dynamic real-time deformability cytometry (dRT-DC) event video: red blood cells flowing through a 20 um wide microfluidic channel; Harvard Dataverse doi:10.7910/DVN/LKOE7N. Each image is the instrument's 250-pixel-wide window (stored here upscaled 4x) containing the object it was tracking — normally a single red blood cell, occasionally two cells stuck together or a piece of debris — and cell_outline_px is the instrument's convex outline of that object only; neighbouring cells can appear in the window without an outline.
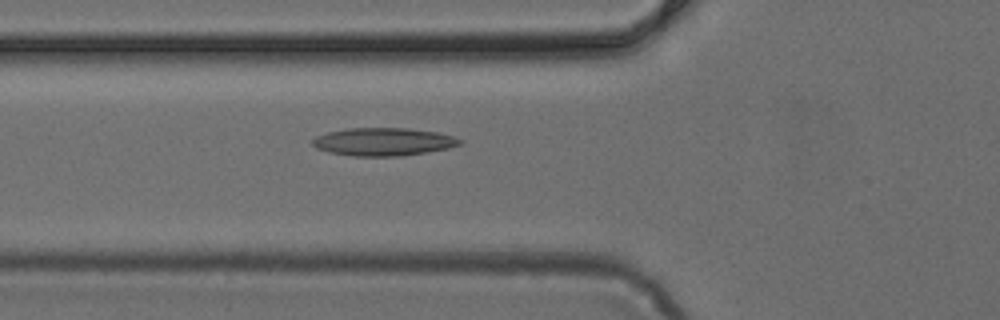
{"species": "common noctule bat (a hibernating species)", "species_latin": "Nyctalus noctula", "temperature_condition": "cold", "stored_images_in_passage": 40, "camera_frame_rate_fps": 3000, "um_per_image_px": 0.085, "animal": {"sex": "female", "body_mass_g": 24.6, "forearm_length_mm": 56.2}, "frame": {"image": 1, "passage_image": 9, "time_ms": 2.667, "image_size_px": [1000, 320], "cell_outline_px": [[464, 140], [460, 144], [448, 148], [400, 156], [352, 156], [328, 152], [316, 148], [312, 144], [312, 140], [316, 136], [328, 132], [348, 128], [408, 128], [436, 132], [452, 136]], "centroid_in_image_um": [32.56, 12.05], "position_along_channel_um": 93.2, "area_um2": 23.87}}
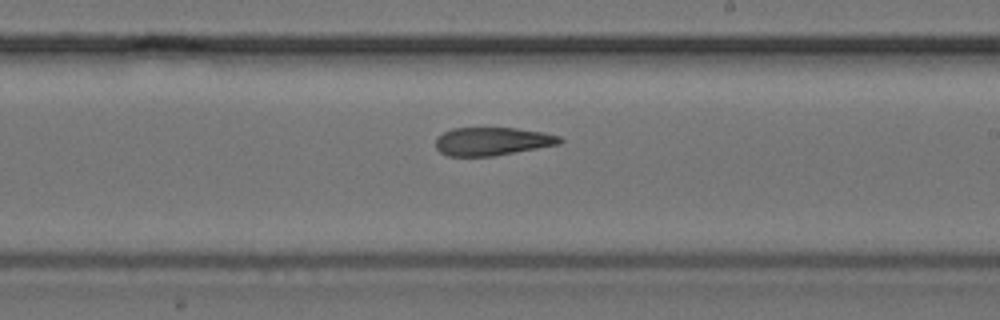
{"frame": {"image": 2, "passage_image": 20, "time_ms": 6.333, "image_size_px": [1000, 320], "cell_outline_px": [[564, 140], [560, 144], [492, 156], [448, 156], [440, 152], [436, 148], [436, 136], [452, 128], [516, 128], [544, 132], [560, 136]], "centroid_in_image_um": [41.84, 12.01], "position_along_channel_um": 247.2, "area_um2": 20.4}}
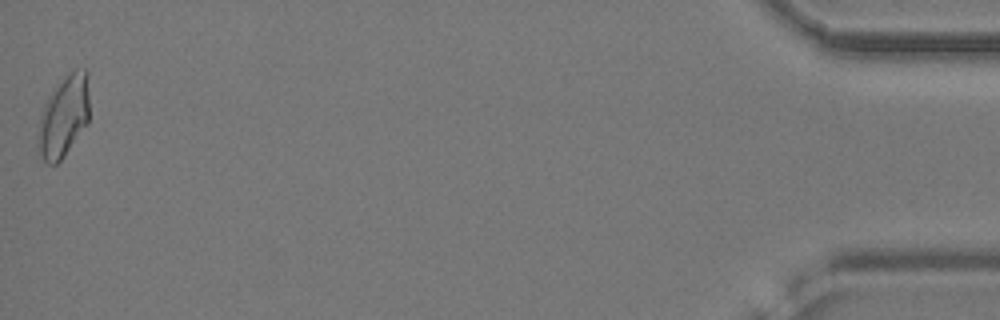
{"frame": {"image": 3, "passage_image": 40, "time_ms": 13.0, "image_size_px": [1000, 320], "cell_outline_px": [[88, 124], [64, 156], [56, 164], [48, 164], [36, 152], [36, 136], [40, 112], [48, 96], [76, 68], [84, 68], [88, 72]], "centroid_in_image_um": [5.38, 9.96], "position_along_channel_um": 429.8, "area_um2": 24.57}}